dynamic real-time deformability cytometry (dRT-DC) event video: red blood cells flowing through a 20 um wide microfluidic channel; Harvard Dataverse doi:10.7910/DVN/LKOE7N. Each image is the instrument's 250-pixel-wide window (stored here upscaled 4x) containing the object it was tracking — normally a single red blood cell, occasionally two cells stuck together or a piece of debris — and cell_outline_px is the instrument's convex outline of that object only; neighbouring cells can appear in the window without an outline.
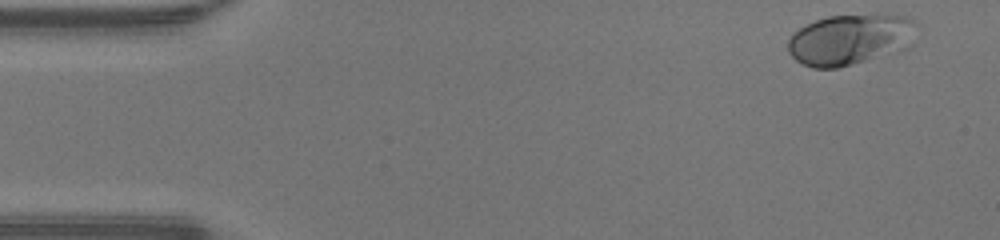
{"species": "human", "species_latin": "Homo sapiens", "temperature_condition": "warm", "stored_images_in_passage": 46, "camera_frame_rate_fps": 3000, "um_per_image_px": 0.085, "donor": {"sex": "male"}, "frame": {"image": 1, "passage_image": 1, "time_ms": 0.0, "image_size_px": [1000, 240], "cell_outline_px": [[920, 28], [912, 44], [908, 48], [852, 64], [836, 68], [812, 68], [796, 60], [788, 52], [788, 40], [800, 28], [816, 20], [828, 16], [908, 16], [920, 24]], "centroid_in_image_um": [72.33, 3.36], "position_along_channel_um": 12.7, "area_um2": 37.86}}
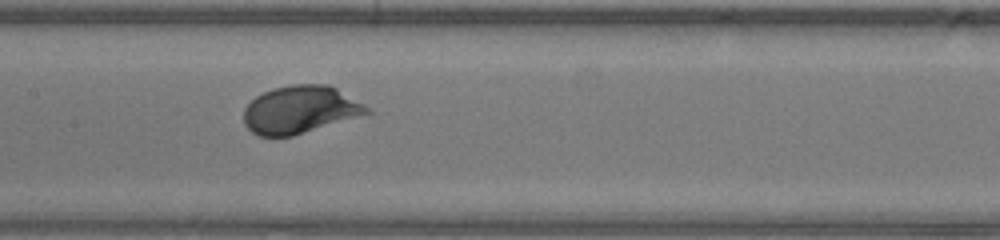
{"frame": {"image": 2, "passage_image": 21, "time_ms": 6.667, "image_size_px": [1000, 240], "cell_outline_px": [[372, 112], [292, 136], [260, 136], [252, 132], [244, 124], [244, 108], [256, 96], [272, 88], [292, 84], [328, 84], [336, 88], [372, 108]], "centroid_in_image_um": [25.51, 9.31], "position_along_channel_um": 181.9, "area_um2": 34.04}}
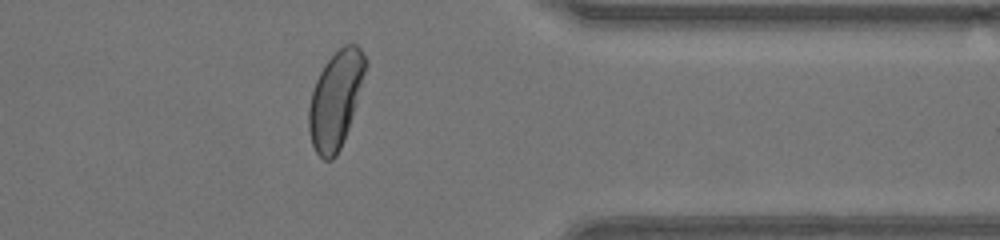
{"frame": {"image": 3, "passage_image": 36, "time_ms": 11.667, "image_size_px": [1000, 240], "cell_outline_px": [[368, 64], [356, 104], [348, 128], [340, 148], [336, 156], [332, 160], [324, 160], [316, 152], [312, 144], [308, 128], [308, 108], [312, 92], [316, 80], [324, 64], [344, 44], [356, 44], [360, 48], [368, 60]], "centroid_in_image_um": [28.53, 8.45], "position_along_channel_um": 382.9, "area_um2": 31.79}, "authors_computed_cell_mechanics": {"area_um2": 34.1598, "velocity_mm_per_s": 4.3071, "shape_relaxation_time_tau1_ms": 1.8415, "shape_relaxation_time_tau2_ms": null, "deformation_change_tau1": 0.1567, "deformation_change_tau2": null}}